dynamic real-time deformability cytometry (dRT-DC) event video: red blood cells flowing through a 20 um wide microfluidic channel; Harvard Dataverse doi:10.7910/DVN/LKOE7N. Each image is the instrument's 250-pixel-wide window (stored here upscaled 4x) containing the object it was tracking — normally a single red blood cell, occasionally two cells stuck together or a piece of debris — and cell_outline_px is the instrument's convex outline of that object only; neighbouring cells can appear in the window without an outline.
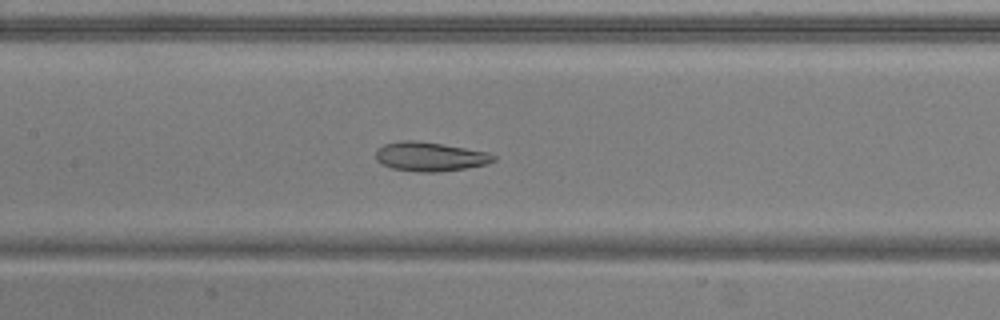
{"species": "common noctule bat (a hibernating species)", "species_latin": "Nyctalus noctula", "temperature_condition": "warm", "stored_images_in_passage": 30, "camera_frame_rate_fps": 3000, "um_per_image_px": 0.085, "animal": {"sex": "male", "body_mass_g": 20.5, "forearm_length_mm": 52.5}, "frame": {"image": 1, "passage_image": 25, "time_ms": 8.0, "image_size_px": [1000, 320], "cell_outline_px": [[496, 160], [488, 164], [440, 172], [416, 172], [392, 168], [380, 164], [376, 160], [376, 148], [384, 144], [400, 140], [416, 140], [488, 152], [496, 156]], "centroid_in_image_um": [36.51, 13.31], "position_along_channel_um": 170.9, "area_um2": 20.11}}
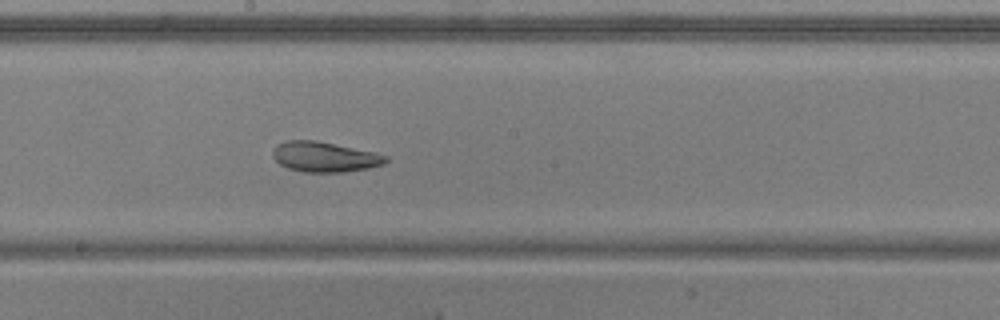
{"frame": {"image": 2, "passage_image": 29, "time_ms": 9.333, "image_size_px": [1000, 320], "cell_outline_px": [[388, 160], [384, 164], [368, 168], [344, 172], [304, 172], [288, 168], [280, 164], [272, 156], [272, 152], [276, 144], [284, 140], [316, 140], [376, 152], [388, 156]], "centroid_in_image_um": [27.59, 13.32], "position_along_channel_um": 220.6, "area_um2": 20.06}}